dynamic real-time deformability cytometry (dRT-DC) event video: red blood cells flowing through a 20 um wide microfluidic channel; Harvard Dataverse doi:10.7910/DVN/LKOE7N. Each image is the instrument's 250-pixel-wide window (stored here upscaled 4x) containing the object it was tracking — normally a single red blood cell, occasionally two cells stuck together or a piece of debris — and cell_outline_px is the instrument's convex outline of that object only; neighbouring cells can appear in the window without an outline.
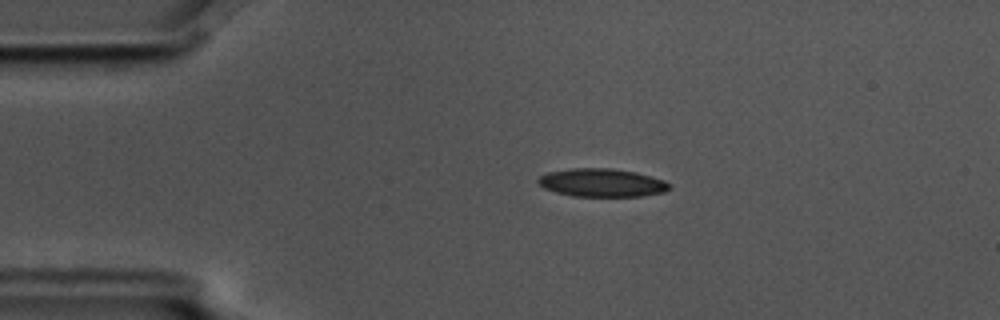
{"species": "common noctule bat (a hibernating species)", "species_latin": "Nyctalus noctula", "temperature_condition": "cold", "stored_images_in_passage": 2, "camera_frame_rate_fps": 3000, "um_per_image_px": 0.085, "animal": {"sex": "male", "body_mass_g": 17.5, "forearm_length_mm": 52.3}, "frame": {"image": 1, "passage_image": 1, "time_ms": 0.0, "image_size_px": [1000, 320], "cell_outline_px": [[672, 184], [664, 192], [640, 196], [572, 196], [556, 192], [544, 188], [536, 180], [540, 176], [548, 172], [572, 168], [612, 168], [636, 172], [664, 180]], "centroid_in_image_um": [51.16, 15.52], "position_along_channel_um": 33.8, "area_um2": 21.5}}